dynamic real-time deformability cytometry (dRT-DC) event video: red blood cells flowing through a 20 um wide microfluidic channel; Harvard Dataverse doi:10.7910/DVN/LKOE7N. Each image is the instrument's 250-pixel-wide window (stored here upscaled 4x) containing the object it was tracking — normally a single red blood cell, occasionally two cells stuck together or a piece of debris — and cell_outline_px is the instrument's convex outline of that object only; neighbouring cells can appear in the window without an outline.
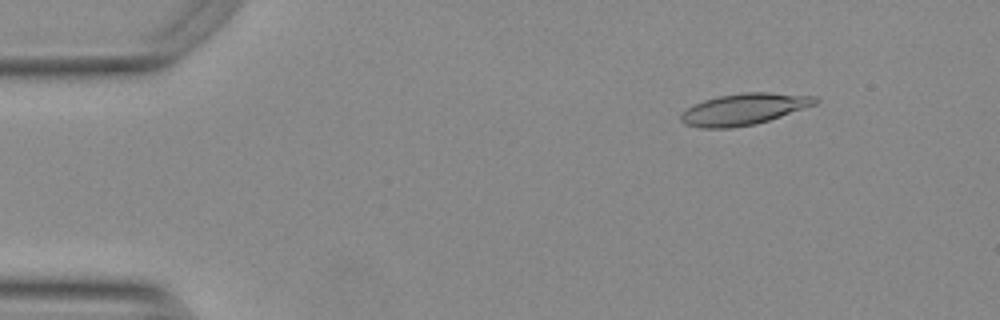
{"species": "Egyptian fruit bat (a non-hibernating species)", "species_latin": "Rousettus aegyptiacus", "temperature_condition": "warm", "stored_images_in_passage": 48, "camera_frame_rate_fps": 3000, "um_per_image_px": 0.085, "animal": {"sex": "female"}, "frame": {"image": 1, "passage_image": 1, "time_ms": 0.0, "image_size_px": [1000, 320], "cell_outline_px": [[820, 100], [816, 104], [756, 124], [732, 128], [700, 128], [684, 124], [680, 120], [680, 116], [688, 108], [704, 100], [720, 96], [740, 92], [768, 92], [816, 96]], "centroid_in_image_um": [63.24, 9.28], "position_along_channel_um": 21.8, "area_um2": 24.45}}
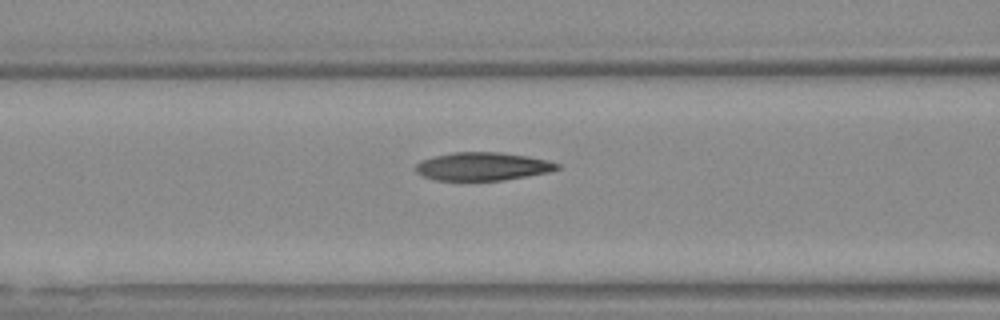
{"frame": {"image": 2, "passage_image": 16, "time_ms": 5.0, "image_size_px": [1000, 320], "cell_outline_px": [[560, 168], [548, 172], [504, 180], [436, 180], [424, 176], [416, 172], [416, 164], [420, 160], [432, 156], [452, 152], [500, 152], [528, 156], [548, 160], [560, 164]], "centroid_in_image_um": [41.01, 14.13], "position_along_channel_um": 125.6, "area_um2": 23.24}}
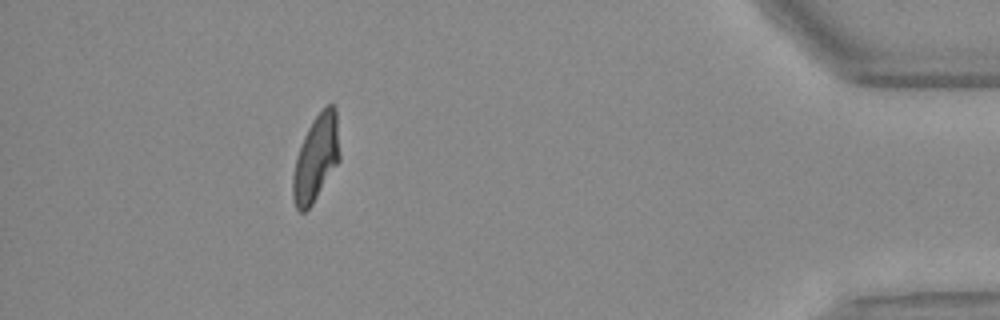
{"frame": {"image": 3, "passage_image": 43, "time_ms": 14.0, "image_size_px": [1000, 320], "cell_outline_px": [[340, 160], [312, 204], [304, 212], [300, 212], [296, 208], [292, 196], [292, 176], [296, 156], [304, 136], [312, 120], [328, 104], [332, 104], [336, 108], [340, 152]], "centroid_in_image_um": [26.86, 13.45], "position_along_channel_um": 408.3, "area_um2": 23.47}, "authors_computed_cell_mechanics": {"area_um2": 23.8714, "velocity_mm_per_s": 3.7597, "shape_relaxation_time_tau1_ms": 6.4819, "shape_relaxation_time_tau2_ms": 2.0913, "deformation_change_tau1": 0.2363, "deformation_change_tau2": 0.0879}}